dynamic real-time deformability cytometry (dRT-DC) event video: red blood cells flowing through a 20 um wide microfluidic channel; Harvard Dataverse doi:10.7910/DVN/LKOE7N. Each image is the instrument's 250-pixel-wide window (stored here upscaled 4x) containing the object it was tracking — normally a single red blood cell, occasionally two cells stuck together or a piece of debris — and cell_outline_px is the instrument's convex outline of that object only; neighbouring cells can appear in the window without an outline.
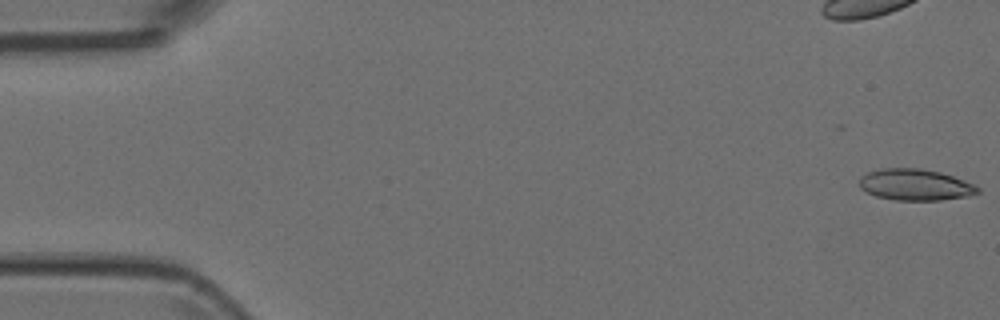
{"species": "Egyptian fruit bat (a non-hibernating species)", "species_latin": "Rousettus aegyptiacus", "temperature_condition": "room temperature", "stored_images_in_passage": 48, "camera_frame_rate_fps": 3000, "um_per_image_px": 0.085, "animal": {"sex": "female"}, "frame": {"image": 1, "passage_image": 1, "time_ms": 0.0, "image_size_px": [1000, 320], "cell_outline_px": [[980, 192], [968, 196], [940, 200], [896, 200], [876, 196], [860, 188], [860, 176], [868, 172], [880, 168], [920, 168], [940, 172], [964, 180], [980, 188]], "centroid_in_image_um": [77.79, 15.7], "position_along_channel_um": 7.2, "area_um2": 21.56}}